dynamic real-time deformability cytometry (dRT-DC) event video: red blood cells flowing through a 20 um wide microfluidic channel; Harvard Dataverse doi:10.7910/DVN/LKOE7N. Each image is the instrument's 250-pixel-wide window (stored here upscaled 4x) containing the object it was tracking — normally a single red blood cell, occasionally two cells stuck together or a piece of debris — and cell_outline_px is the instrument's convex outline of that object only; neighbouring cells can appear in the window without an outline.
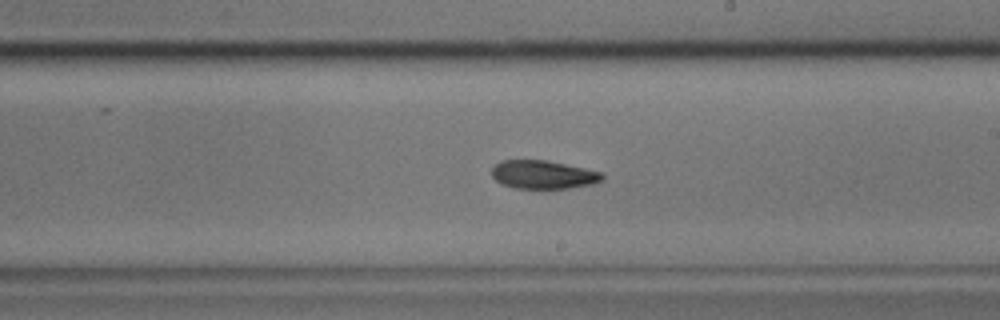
{"species": "common noctule bat (a hibernating species)", "species_latin": "Nyctalus noctula", "temperature_condition": "cold", "stored_images_in_passage": 58, "camera_frame_rate_fps": 3000, "um_per_image_px": 0.085, "animal": {"sex": "male", "body_mass_g": 17.9}, "frame": {"image": 1, "passage_image": 32, "time_ms": 10.333, "image_size_px": [1000, 320], "cell_outline_px": [[604, 180], [592, 184], [568, 188], [516, 188], [504, 184], [496, 180], [492, 176], [492, 168], [500, 160], [548, 160], [584, 168], [600, 172], [604, 176]], "centroid_in_image_um": [46.18, 14.83], "position_along_channel_um": 242.8, "area_um2": 18.15}}
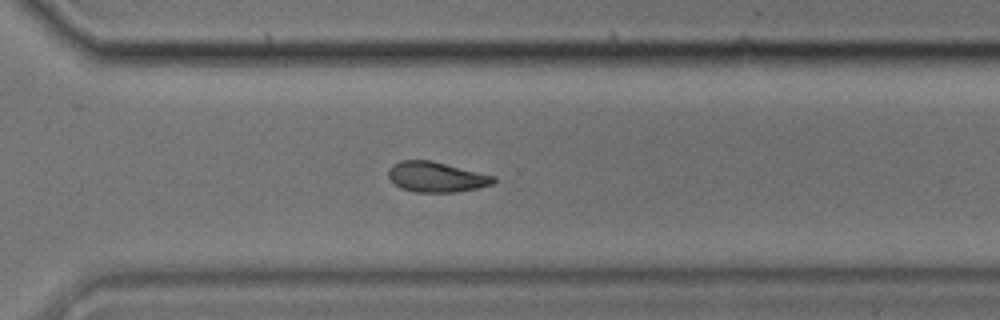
{"frame": {"image": 2, "passage_image": 40, "time_ms": 13.0, "image_size_px": [1000, 320], "cell_outline_px": [[496, 180], [492, 184], [476, 188], [456, 192], [416, 192], [400, 188], [388, 176], [388, 172], [392, 164], [400, 160], [432, 160], [496, 176]], "centroid_in_image_um": [37.09, 15.03], "position_along_channel_um": 333.5, "area_um2": 18.55}}
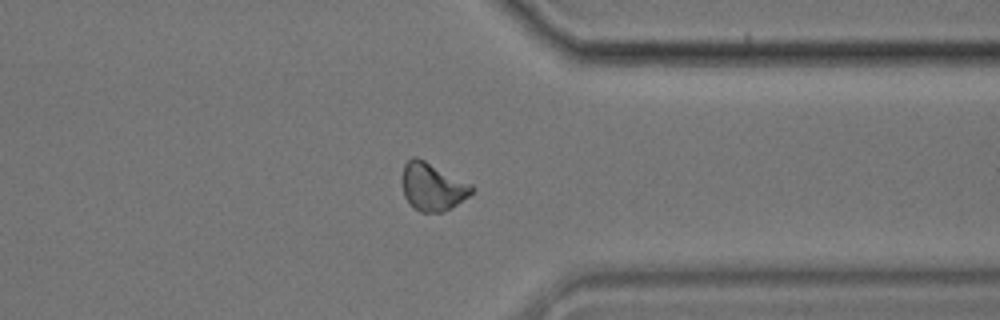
{"frame": {"image": 3, "passage_image": 44, "time_ms": 14.333, "image_size_px": [1000, 320], "cell_outline_px": [[476, 188], [468, 196], [452, 208], [444, 212], [420, 212], [412, 208], [404, 196], [400, 180], [400, 176], [404, 164], [412, 156], [416, 156], [472, 184]], "centroid_in_image_um": [36.72, 15.88], "position_along_channel_um": 374.7, "area_um2": 19.77}, "authors_computed_cell_mechanics": {"area_um2": 19.0162, "velocity_mm_per_s": 3.4043, "shape_relaxation_time_tau1_ms": 7.635, "shape_relaxation_time_tau2_ms": null, "deformation_change_tau1": 0.1693, "deformation_change_tau2": null}}